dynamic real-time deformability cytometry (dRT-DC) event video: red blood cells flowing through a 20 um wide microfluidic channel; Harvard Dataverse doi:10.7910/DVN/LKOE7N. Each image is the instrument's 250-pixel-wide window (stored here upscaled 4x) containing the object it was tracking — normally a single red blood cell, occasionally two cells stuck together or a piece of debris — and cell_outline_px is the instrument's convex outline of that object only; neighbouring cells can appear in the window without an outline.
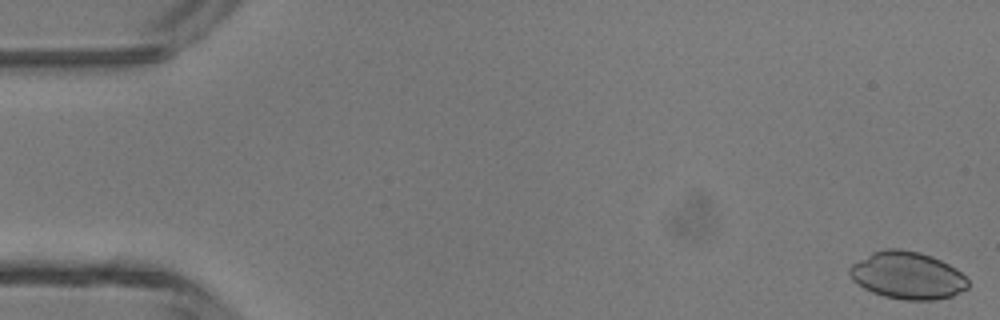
{"species": "common noctule bat (a hibernating species)", "species_latin": "Nyctalus noctula", "temperature_condition": "room temperature", "stored_images_in_passage": 44, "camera_frame_rate_fps": 3000, "um_per_image_px": 0.085, "animal": {"sex": "male", "body_mass_g": 13.3}, "frame": {"image": 1, "passage_image": 1, "time_ms": 0.0, "image_size_px": [1000, 320], "cell_outline_px": [[968, 288], [952, 296], [936, 300], [904, 300], [884, 296], [872, 292], [864, 288], [852, 280], [848, 272], [848, 268], [852, 264], [872, 252], [884, 248], [900, 248], [920, 252], [932, 256], [956, 268], [968, 280]], "centroid_in_image_um": [77.12, 23.4], "position_along_channel_um": 7.9, "area_um2": 32.83}}
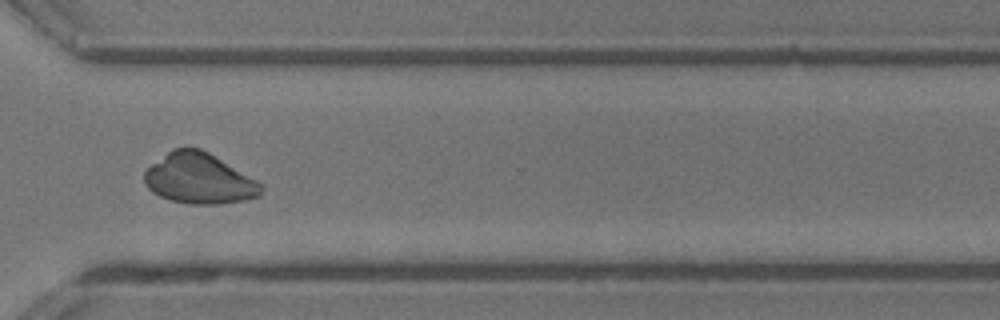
{"frame": {"image": 2, "passage_image": 35, "time_ms": 11.333, "image_size_px": [1000, 320], "cell_outline_px": [[264, 188], [260, 196], [244, 200], [220, 204], [188, 204], [172, 200], [160, 196], [152, 192], [144, 184], [144, 172], [152, 164], [172, 148], [200, 148], [208, 152], [264, 184]], "centroid_in_image_um": [16.94, 15.19], "position_along_channel_um": 353.7, "area_um2": 34.39}}
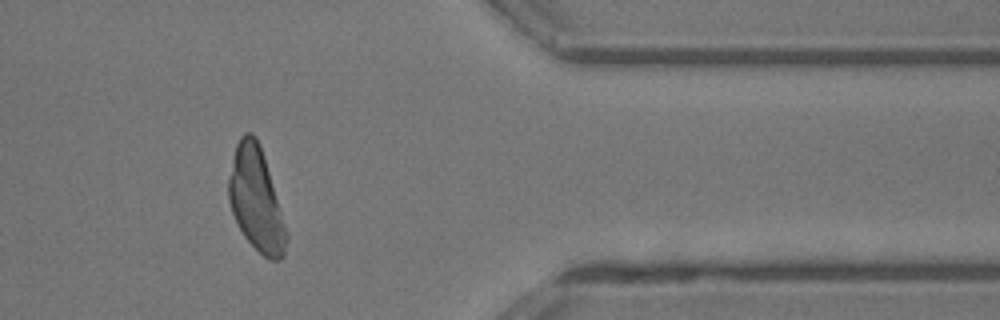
{"frame": {"image": 3, "passage_image": 39, "time_ms": 12.667, "image_size_px": [1000, 320], "cell_outline_px": [[288, 236], [284, 256], [280, 260], [268, 260], [244, 236], [232, 212], [228, 200], [228, 176], [236, 144], [240, 136], [244, 132], [252, 132], [256, 136], [260, 144], [288, 232]], "centroid_in_image_um": [21.77, 16.94], "position_along_channel_um": 389.6, "area_um2": 34.74}}